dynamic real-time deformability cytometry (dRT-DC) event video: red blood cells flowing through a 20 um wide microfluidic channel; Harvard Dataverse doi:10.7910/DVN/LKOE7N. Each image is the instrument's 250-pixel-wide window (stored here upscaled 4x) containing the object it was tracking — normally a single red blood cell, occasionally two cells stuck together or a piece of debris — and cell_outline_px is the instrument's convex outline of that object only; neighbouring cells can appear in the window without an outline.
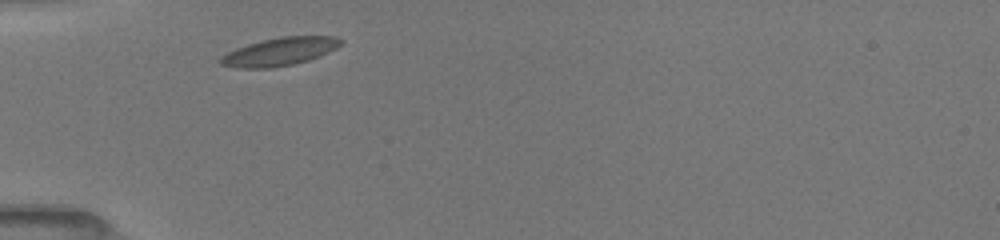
{"species": "common noctule bat (a hibernating species)", "species_latin": "Nyctalus noctula", "temperature_condition": "room temperature", "stored_images_in_passage": 5, "camera_frame_rate_fps": 3000, "um_per_image_px": 0.085, "animal": {"sex": "female", "body_mass_g": 19.5, "forearm_length_mm": 54.1}, "frame": {"image": 1, "passage_image": 1, "time_ms": 0.0, "image_size_px": [1000, 240], "cell_outline_px": [[344, 40], [336, 48], [320, 56], [308, 60], [292, 64], [272, 68], [236, 68], [220, 64], [220, 56], [236, 48], [248, 44], [280, 36], [336, 36]], "centroid_in_image_um": [23.77, 4.39], "position_along_channel_um": 61.2, "area_um2": 19.59}}
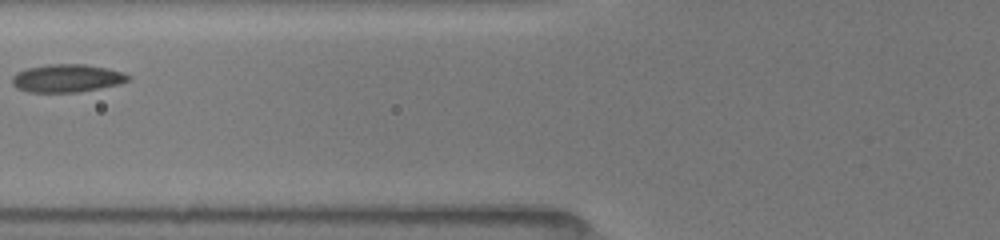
{"frame": {"image": 2, "passage_image": 3, "time_ms": 1.667, "image_size_px": [1000, 240], "cell_outline_px": [[128, 80], [120, 84], [76, 92], [28, 92], [16, 88], [12, 84], [12, 76], [16, 72], [28, 68], [48, 64], [84, 64], [108, 68], [124, 72], [128, 76]], "centroid_in_image_um": [5.66, 6.64], "position_along_channel_um": 120.1, "area_um2": 18.84}}
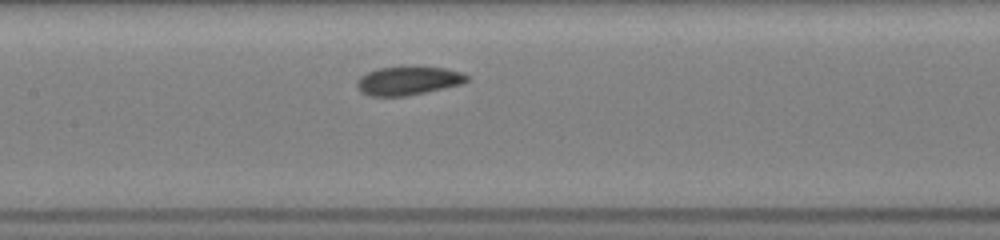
{"frame": {"image": 3, "passage_image": 5, "time_ms": 3.0, "image_size_px": [1000, 240], "cell_outline_px": [[468, 80], [464, 84], [404, 96], [368, 96], [360, 92], [356, 88], [356, 80], [360, 76], [368, 72], [380, 68], [412, 64], [444, 68], [464, 72], [468, 76]], "centroid_in_image_um": [34.69, 6.83], "position_along_channel_um": 172.7, "area_um2": 19.02}}